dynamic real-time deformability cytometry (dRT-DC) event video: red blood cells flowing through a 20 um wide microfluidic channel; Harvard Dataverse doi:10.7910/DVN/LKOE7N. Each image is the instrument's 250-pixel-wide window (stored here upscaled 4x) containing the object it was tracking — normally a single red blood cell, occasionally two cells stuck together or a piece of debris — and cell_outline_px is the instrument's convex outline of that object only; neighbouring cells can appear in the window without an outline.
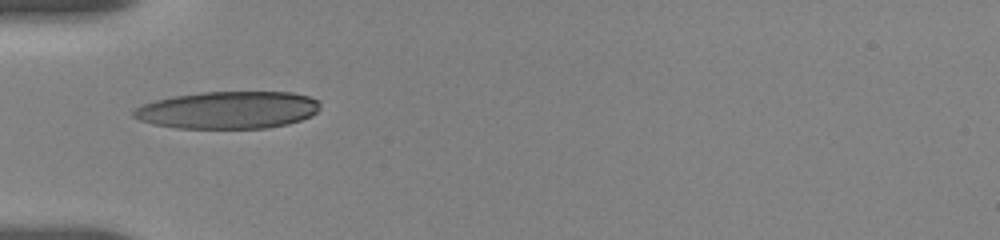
{"species": "human", "species_latin": "Homo sapiens", "temperature_condition": "room temperature", "stored_images_in_passage": 50, "camera_frame_rate_fps": 3000, "um_per_image_px": 0.085, "donor": {"sex": "female"}, "frame": {"image": 1, "passage_image": 1, "time_ms": 0.0, "image_size_px": [1000, 240], "cell_outline_px": [[320, 108], [312, 116], [288, 124], [268, 128], [176, 128], [152, 124], [140, 120], [132, 116], [132, 112], [136, 108], [144, 104], [156, 100], [172, 96], [200, 92], [292, 92], [308, 96], [320, 100]], "centroid_in_image_um": [19.41, 9.35], "position_along_channel_um": 65.6, "area_um2": 40.81}}
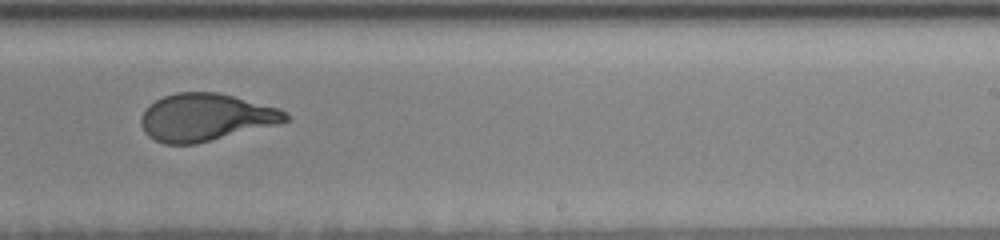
{"frame": {"image": 2, "passage_image": 25, "time_ms": 5.667, "image_size_px": [1000, 240], "cell_outline_px": [[288, 120], [276, 124], [196, 144], [164, 144], [148, 136], [144, 132], [140, 124], [140, 120], [144, 112], [156, 100], [164, 96], [176, 92], [216, 92], [280, 108], [288, 116]], "centroid_in_image_um": [17.45, 9.97], "position_along_channel_um": 271.6, "area_um2": 39.42}}
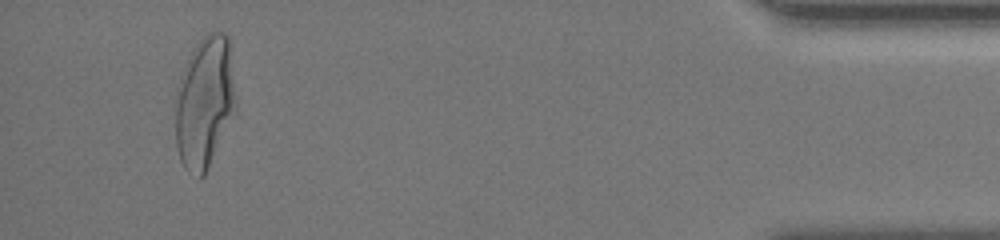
{"frame": {"image": 3, "passage_image": 48, "time_ms": 11.333, "image_size_px": [1000, 240], "cell_outline_px": [[236, 104], [204, 176], [200, 180], [196, 180], [184, 168], [180, 160], [176, 144], [176, 88], [180, 76], [196, 44], [208, 32], [216, 28], [224, 32], [228, 36], [236, 96]], "centroid_in_image_um": [17.37, 8.67], "position_along_channel_um": 417.8, "area_um2": 46.07}, "authors_computed_cell_mechanics": {"area_um2": 40.3444, "velocity_mm_per_s": 3.6583, "shape_relaxation_time_tau1_ms": 4.0802, "shape_relaxation_time_tau2_ms": 0.9042, "deformation_change_tau1": 0.2008, "deformation_change_tau2": 0.0784}}